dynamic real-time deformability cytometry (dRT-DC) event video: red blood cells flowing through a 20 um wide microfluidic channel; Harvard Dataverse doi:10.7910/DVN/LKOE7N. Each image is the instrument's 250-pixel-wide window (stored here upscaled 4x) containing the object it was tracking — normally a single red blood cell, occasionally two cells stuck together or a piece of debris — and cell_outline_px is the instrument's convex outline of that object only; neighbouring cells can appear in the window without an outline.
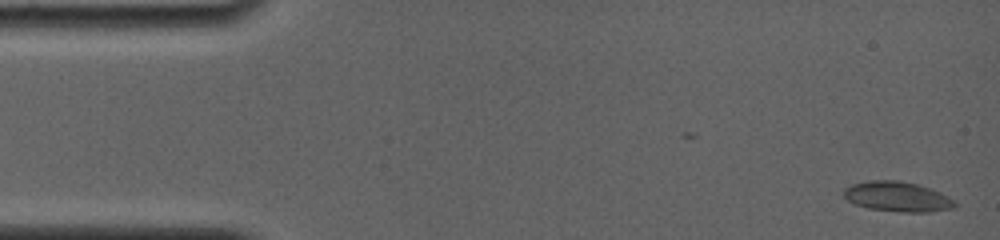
{"species": "common noctule bat (a hibernating species)", "species_latin": "Nyctalus noctula", "temperature_condition": "room temperature", "stored_images_in_passage": 3, "camera_frame_rate_fps": 4000, "um_per_image_px": 0.085, "animal": {"sex": "female", "body_mass_g": 19.0, "forearm_length_mm": 56.7}, "frame": {"image": 1, "passage_image": 3, "time_ms": 0.75, "image_size_px": [1000, 240], "cell_outline_px": [[956, 204], [952, 208], [928, 212], [900, 212], [868, 208], [856, 204], [848, 200], [844, 196], [844, 188], [852, 184], [872, 180], [900, 180], [916, 184], [940, 192], [956, 200]], "centroid_in_image_um": [76.28, 16.71], "position_along_channel_um": 8.7, "area_um2": 19.31}}